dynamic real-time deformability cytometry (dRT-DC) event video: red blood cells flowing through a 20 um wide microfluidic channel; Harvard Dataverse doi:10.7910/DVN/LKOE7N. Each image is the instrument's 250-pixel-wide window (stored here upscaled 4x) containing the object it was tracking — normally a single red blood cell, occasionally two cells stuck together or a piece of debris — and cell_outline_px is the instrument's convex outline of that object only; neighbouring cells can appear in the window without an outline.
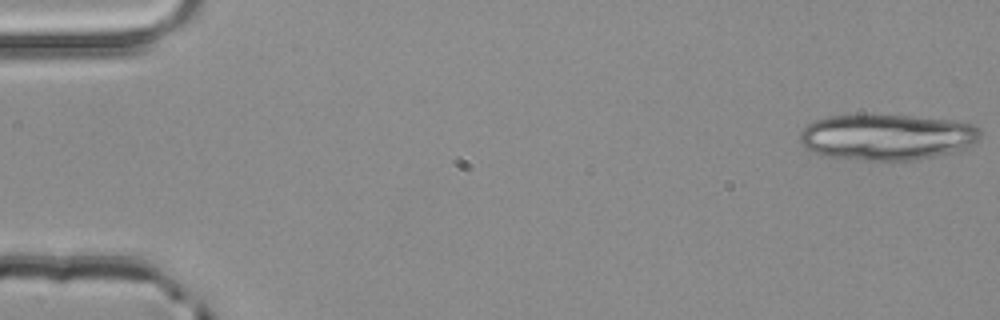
{"species": "common noctule bat (a hibernating species)", "species_latin": "Nyctalus noctula", "temperature_condition": "room temperature", "stored_images_in_passage": 19, "camera_frame_rate_fps": 3000, "um_per_image_px": 0.085, "animal": {"sex": "male", "body_mass_g": 20.4}, "frame": {"image": 1, "passage_image": 1, "time_ms": 0.0, "image_size_px": [1000, 320], "cell_outline_px": [[980, 136], [972, 144], [964, 148], [916, 160], [864, 160], [828, 156], [812, 152], [804, 148], [800, 140], [800, 132], [808, 124], [816, 120], [828, 116], [864, 112], [912, 116], [952, 120], [972, 124], [980, 128]], "centroid_in_image_um": [75.32, 11.6], "position_along_channel_um": 9.7, "area_um2": 48.9}}